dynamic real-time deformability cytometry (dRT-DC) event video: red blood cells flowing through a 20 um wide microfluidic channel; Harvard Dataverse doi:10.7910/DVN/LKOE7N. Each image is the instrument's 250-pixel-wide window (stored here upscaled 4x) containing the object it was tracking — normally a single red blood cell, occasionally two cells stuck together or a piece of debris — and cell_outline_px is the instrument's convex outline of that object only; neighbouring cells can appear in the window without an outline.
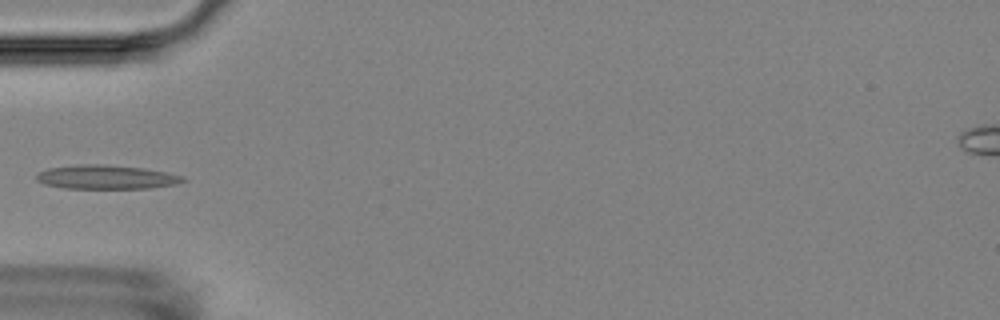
{"species": "Egyptian fruit bat (a non-hibernating species)", "species_latin": "Rousettus aegyptiacus", "temperature_condition": "room temperature", "stored_images_in_passage": 2, "camera_frame_rate_fps": 3000, "um_per_image_px": 0.085, "animal": {"sex": "female"}, "frame": {"image": 1, "passage_image": 2, "time_ms": 1.0, "image_size_px": [1000, 320], "cell_outline_px": [[188, 180], [176, 184], [148, 188], [64, 188], [44, 184], [36, 180], [36, 172], [48, 168], [80, 164], [100, 164], [144, 168], [168, 172], [184, 176]], "centroid_in_image_um": [9.04, 15.04], "position_along_channel_um": 76.0, "area_um2": 20.58}}